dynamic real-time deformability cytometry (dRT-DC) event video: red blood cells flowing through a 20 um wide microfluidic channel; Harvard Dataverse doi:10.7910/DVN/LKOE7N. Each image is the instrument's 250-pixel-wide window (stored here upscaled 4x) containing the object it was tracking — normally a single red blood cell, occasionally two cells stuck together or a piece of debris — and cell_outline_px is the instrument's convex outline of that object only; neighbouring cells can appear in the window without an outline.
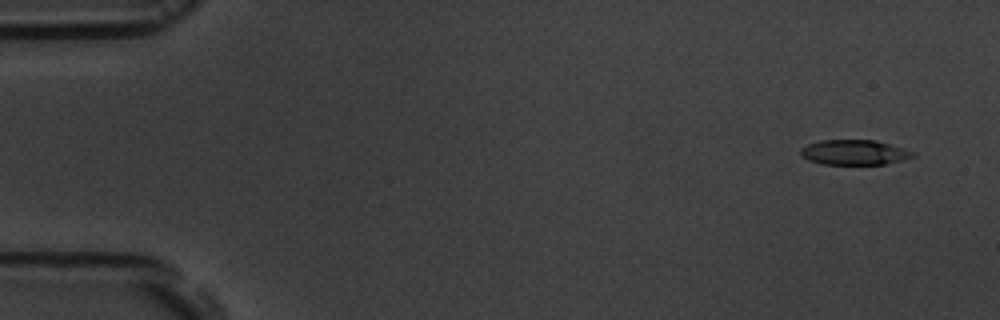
{"species": "common noctule bat (a hibernating species)", "species_latin": "Nyctalus noctula", "temperature_condition": "room temperature", "stored_images_in_passage": 5, "camera_frame_rate_fps": 3000, "um_per_image_px": 0.085, "animal": {"sex": "male", "body_mass_g": 19.5, "forearm_length_mm": 54.6}, "frame": {"image": 1, "passage_image": 1, "time_ms": 0.0, "image_size_px": [1000, 320], "cell_outline_px": [[916, 156], [904, 160], [884, 164], [820, 164], [808, 160], [800, 156], [800, 148], [808, 144], [820, 140], [876, 140], [916, 152]], "centroid_in_image_um": [72.61, 12.95], "position_along_channel_um": 12.4, "area_um2": 16.53}}
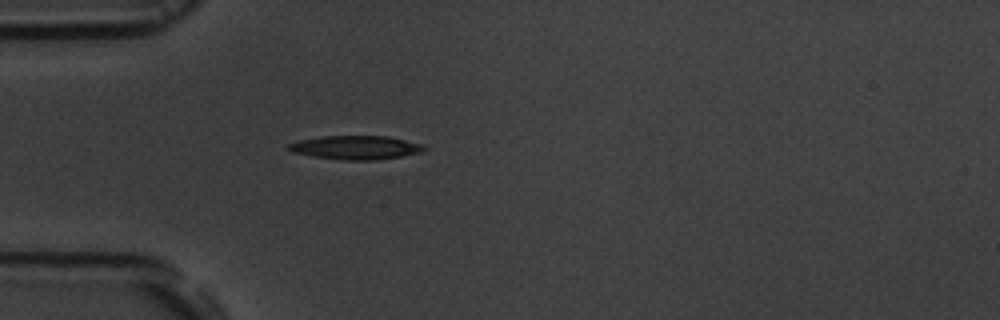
{"frame": {"image": 2, "passage_image": 5, "time_ms": 4.333, "image_size_px": [1000, 320], "cell_outline_px": [[428, 148], [420, 152], [400, 156], [376, 160], [344, 160], [316, 156], [292, 152], [288, 148], [288, 144], [300, 140], [320, 136], [388, 136], [424, 144]], "centroid_in_image_um": [30.28, 12.53], "position_along_channel_um": 54.7, "area_um2": 18.61}}